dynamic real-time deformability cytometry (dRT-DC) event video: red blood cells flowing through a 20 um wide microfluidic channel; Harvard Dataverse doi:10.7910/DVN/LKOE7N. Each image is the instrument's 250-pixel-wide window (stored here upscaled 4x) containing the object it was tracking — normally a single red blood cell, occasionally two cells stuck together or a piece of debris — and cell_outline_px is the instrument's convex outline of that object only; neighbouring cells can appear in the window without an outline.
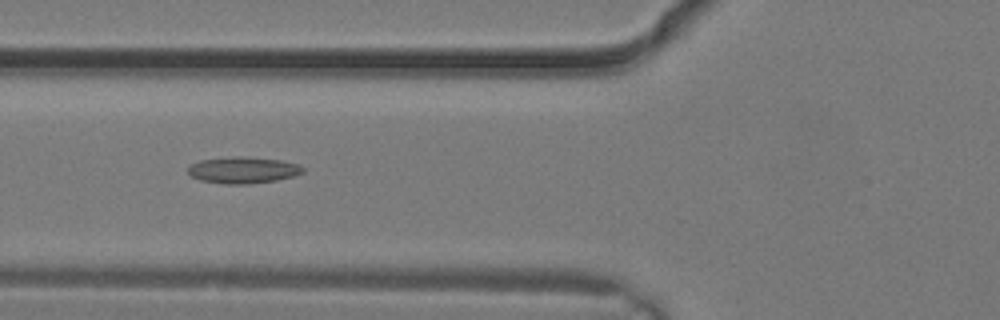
{"species": "common noctule bat (a hibernating species)", "species_latin": "Nyctalus noctula", "temperature_condition": "warm", "stored_images_in_passage": 4, "camera_frame_rate_fps": 3000, "um_per_image_px": 0.085, "animal": {"sex": "male", "body_mass_g": 19.2, "forearm_length_mm": 51.8}, "frame": {"image": 1, "passage_image": 4, "time_ms": 1.0, "image_size_px": [1000, 320], "cell_outline_px": [[304, 172], [296, 176], [276, 180], [248, 184], [224, 184], [200, 180], [192, 176], [188, 172], [188, 168], [192, 164], [200, 160], [232, 156], [240, 156], [280, 160], [300, 164], [304, 168]], "centroid_in_image_um": [20.69, 14.46], "position_along_channel_um": 105.1, "area_um2": 17.8}}